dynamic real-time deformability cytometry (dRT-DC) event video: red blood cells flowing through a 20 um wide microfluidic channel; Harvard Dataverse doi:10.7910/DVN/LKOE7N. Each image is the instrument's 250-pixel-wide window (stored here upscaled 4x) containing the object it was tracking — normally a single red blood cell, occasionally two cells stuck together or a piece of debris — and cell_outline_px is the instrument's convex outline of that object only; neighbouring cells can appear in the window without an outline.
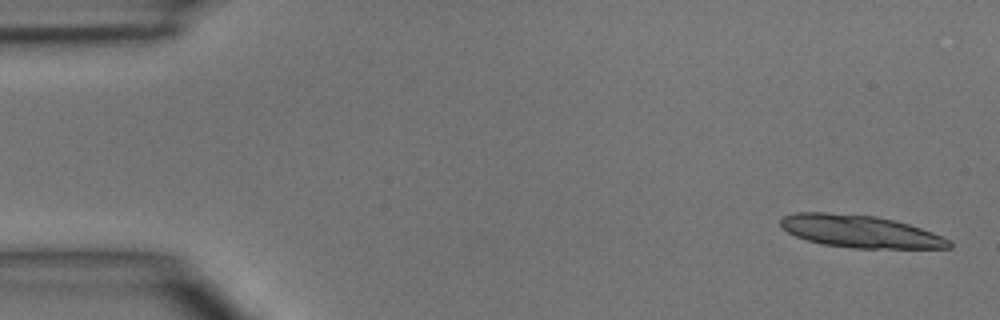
{"species": "common noctule bat (a hibernating species)", "species_latin": "Nyctalus noctula", "temperature_condition": "room temperature", "stored_images_in_passage": 4, "camera_frame_rate_fps": 3000, "um_per_image_px": 0.085, "animal": {"sex": "male", "body_mass_g": 15.6}, "frame": {"image": 1, "passage_image": 1, "time_ms": 0.0, "image_size_px": [1000, 320], "cell_outline_px": [[952, 248], [852, 248], [824, 244], [808, 240], [796, 236], [780, 228], [780, 216], [796, 212], [828, 212], [876, 216], [908, 224], [932, 232], [952, 240]], "centroid_in_image_um": [73.08, 19.66], "position_along_channel_um": 11.9, "area_um2": 31.91}}
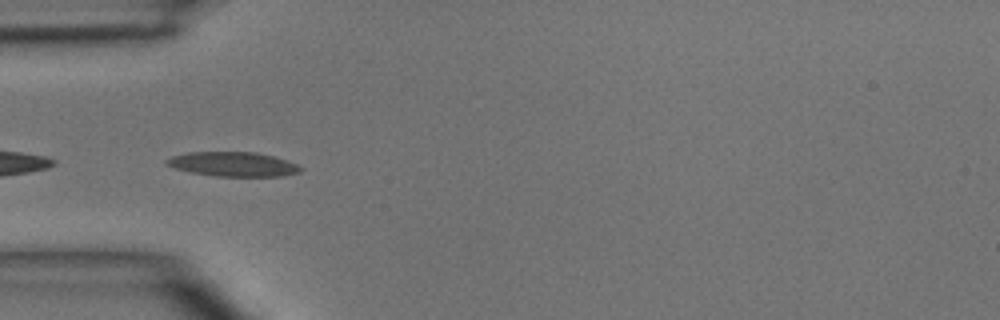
{"frame": {"image": 2, "passage_image": 4, "time_ms": 4.333, "image_size_px": [1000, 320], "cell_outline_px": [[304, 168], [300, 172], [284, 176], [216, 176], [192, 172], [176, 168], [164, 164], [164, 160], [172, 156], [188, 152], [256, 152], [288, 160]], "centroid_in_image_um": [19.83, 13.95], "position_along_channel_um": 65.2, "area_um2": 19.07}}